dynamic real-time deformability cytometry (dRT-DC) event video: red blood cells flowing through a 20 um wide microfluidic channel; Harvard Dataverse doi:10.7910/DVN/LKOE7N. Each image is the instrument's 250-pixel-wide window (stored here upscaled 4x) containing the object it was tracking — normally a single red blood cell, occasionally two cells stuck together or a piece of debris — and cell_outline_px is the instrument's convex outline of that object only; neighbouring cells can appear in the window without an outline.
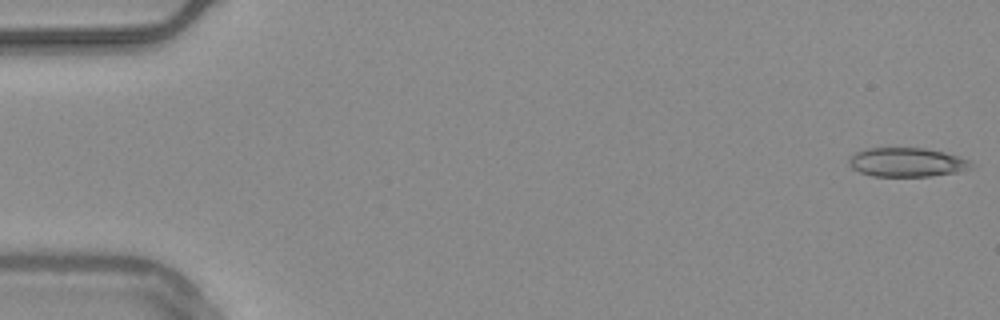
{"species": "common noctule bat (a hibernating species)", "species_latin": "Nyctalus noctula", "temperature_condition": "warm", "stored_images_in_passage": 54, "camera_frame_rate_fps": 3000, "um_per_image_px": 0.085, "animal": {"sex": "male", "body_mass_g": 20.4}, "frame": {"image": 1, "passage_image": 1, "time_ms": 0.0, "image_size_px": [1000, 320], "cell_outline_px": [[972, 168], [960, 172], [932, 176], [872, 176], [860, 172], [852, 168], [848, 164], [848, 156], [864, 148], [924, 148], [944, 152], [960, 156], [968, 160], [972, 164]], "centroid_in_image_um": [77.07, 13.79], "position_along_channel_um": 7.9, "area_um2": 20.92}}
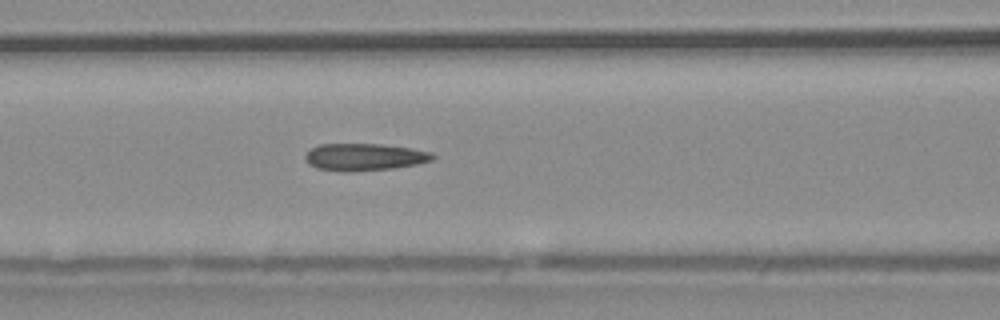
{"frame": {"image": 2, "passage_image": 23, "time_ms": 7.333, "image_size_px": [1000, 320], "cell_outline_px": [[436, 156], [432, 160], [416, 164], [392, 168], [348, 172], [316, 168], [308, 164], [304, 160], [304, 156], [312, 148], [320, 144], [380, 144], [412, 148], [432, 152]], "centroid_in_image_um": [30.96, 13.34], "position_along_channel_um": 135.6, "area_um2": 20.17}}
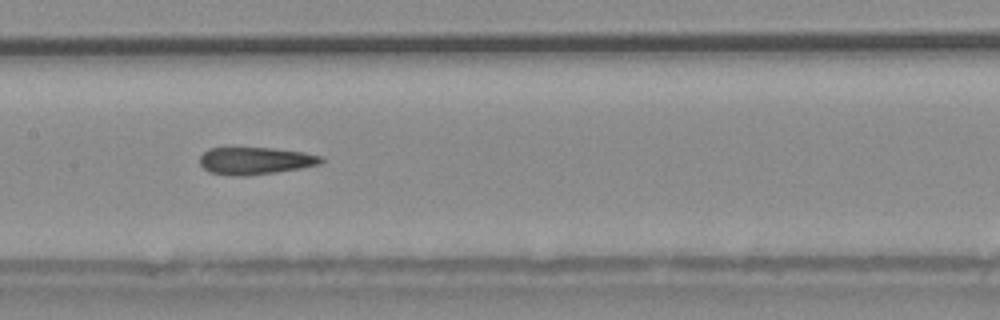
{"frame": {"image": 3, "passage_image": 27, "time_ms": 8.667, "image_size_px": [1000, 320], "cell_outline_px": [[324, 160], [320, 164], [300, 168], [248, 176], [232, 176], [208, 172], [200, 164], [200, 156], [208, 148], [228, 144], [272, 148], [304, 152], [320, 156]], "centroid_in_image_um": [21.6, 13.61], "position_along_channel_um": 185.8, "area_um2": 20.17}, "authors_computed_cell_mechanics": {"area_um2": 19.8832, "velocity_mm_per_s": 3.7584, "shape_relaxation_time_tau1_ms": 8.4943, "shape_relaxation_time_tau2_ms": 1.6993, "deformation_change_tau1": 0.1887, "deformation_change_tau2": 0.1092}}